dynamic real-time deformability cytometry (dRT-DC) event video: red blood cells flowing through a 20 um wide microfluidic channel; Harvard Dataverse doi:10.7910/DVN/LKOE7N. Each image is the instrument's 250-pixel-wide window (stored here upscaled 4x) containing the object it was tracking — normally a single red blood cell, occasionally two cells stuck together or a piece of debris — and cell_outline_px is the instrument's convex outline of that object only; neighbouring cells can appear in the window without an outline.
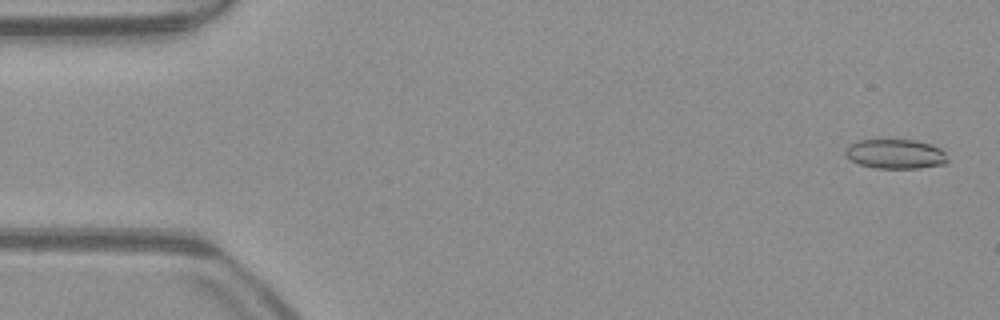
{"species": "common noctule bat (a hibernating species)", "species_latin": "Nyctalus noctula", "temperature_condition": "warm", "stored_images_in_passage": 52, "camera_frame_rate_fps": 3000, "um_per_image_px": 0.085, "animal": {"sex": "male", "body_mass_g": 23.1, "forearm_length_mm": 52.7}, "frame": {"image": 1, "passage_image": 2, "time_ms": 0.333, "image_size_px": [1000, 320], "cell_outline_px": [[948, 160], [944, 164], [920, 168], [876, 168], [860, 164], [852, 160], [844, 152], [848, 144], [856, 140], [916, 140], [932, 144], [940, 148], [944, 152]], "centroid_in_image_um": [76.12, 13.08], "position_along_channel_um": 8.9, "area_um2": 17.57}}
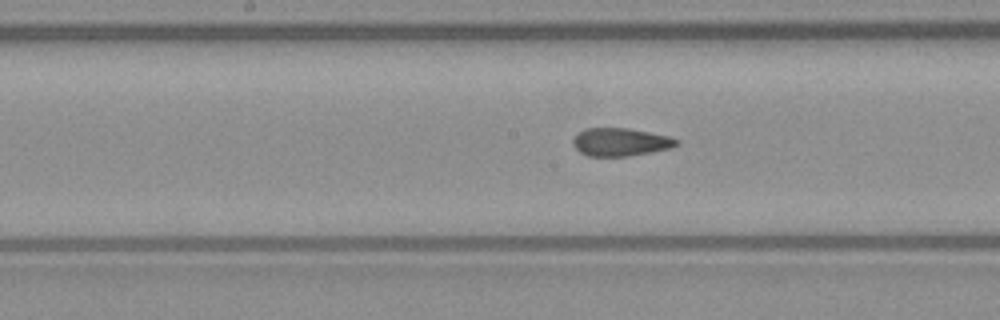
{"frame": {"image": 2, "passage_image": 26, "time_ms": 8.333, "image_size_px": [1000, 320], "cell_outline_px": [[680, 144], [672, 148], [652, 152], [628, 156], [588, 156], [580, 152], [572, 144], [572, 140], [580, 132], [588, 128], [628, 128], [672, 136], [680, 140]], "centroid_in_image_um": [52.81, 12.07], "position_along_channel_um": 195.4, "area_um2": 17.05}}
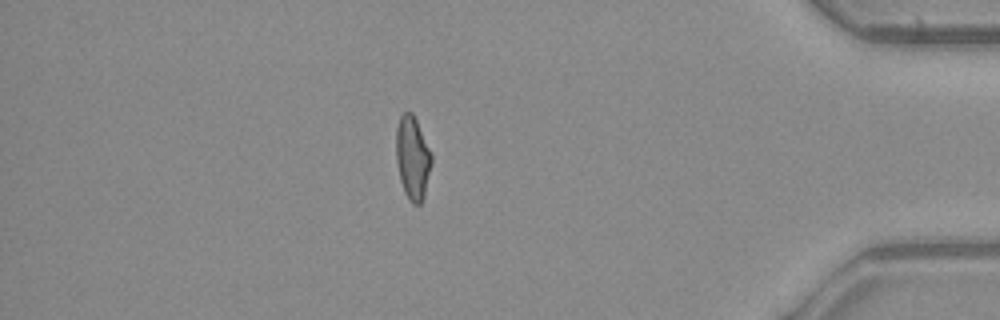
{"frame": {"image": 3, "passage_image": 45, "time_ms": 14.667, "image_size_px": [1000, 320], "cell_outline_px": [[432, 164], [424, 196], [420, 204], [412, 204], [408, 200], [404, 192], [400, 180], [396, 160], [396, 128], [400, 116], [404, 112], [412, 112], [416, 120], [432, 156]], "centroid_in_image_um": [35.05, 13.45], "position_along_channel_um": 400.1, "area_um2": 17.17}, "authors_computed_cell_mechanics": {"area_um2": 17.629, "velocity_mm_per_s": 3.9457, "shape_relaxation_time_tau1_ms": null, "shape_relaxation_time_tau2_ms": 1.9442, "deformation_change_tau1": null, "deformation_change_tau2": 0.0921}}